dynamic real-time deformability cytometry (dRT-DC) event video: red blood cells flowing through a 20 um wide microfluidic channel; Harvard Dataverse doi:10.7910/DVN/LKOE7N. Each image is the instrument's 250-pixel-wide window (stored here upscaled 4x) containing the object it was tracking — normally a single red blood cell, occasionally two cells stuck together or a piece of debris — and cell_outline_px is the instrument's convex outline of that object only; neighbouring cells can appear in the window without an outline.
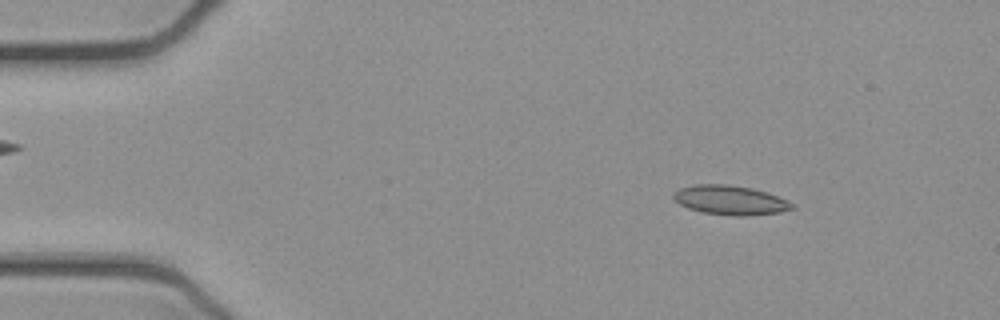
{"species": "common noctule bat (a hibernating species)", "species_latin": "Nyctalus noctula", "temperature_condition": "cold", "stored_images_in_passage": 52, "camera_frame_rate_fps": 3000, "um_per_image_px": 0.085, "animal": {"sex": "female", "body_mass_g": 21.9}, "frame": {"image": 1, "passage_image": 7, "time_ms": 2.0, "image_size_px": [1000, 320], "cell_outline_px": [[796, 208], [780, 212], [748, 216], [732, 216], [700, 212], [688, 208], [680, 204], [672, 196], [680, 188], [692, 184], [728, 184], [752, 188], [788, 200]], "centroid_in_image_um": [62.07, 17.02], "position_along_channel_um": 22.9, "area_um2": 20.29}}
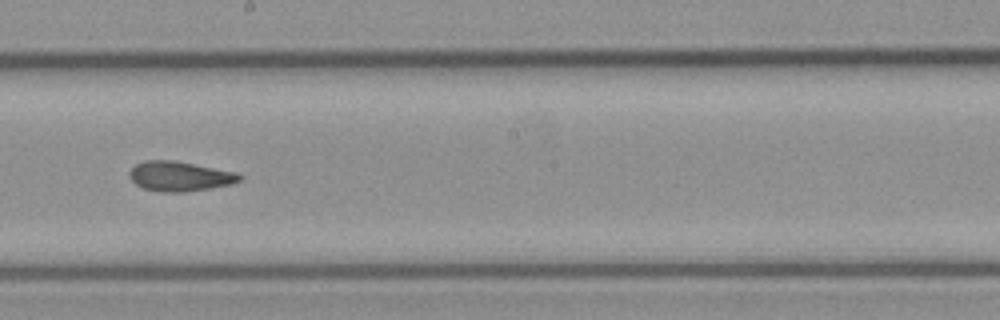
{"frame": {"image": 2, "passage_image": 29, "time_ms": 9.333, "image_size_px": [1000, 320], "cell_outline_px": [[244, 176], [240, 180], [232, 184], [184, 192], [160, 192], [144, 188], [136, 184], [128, 176], [128, 172], [136, 164], [144, 160], [172, 160], [236, 172]], "centroid_in_image_um": [15.26, 14.98], "position_along_channel_um": 232.9, "area_um2": 19.02}}
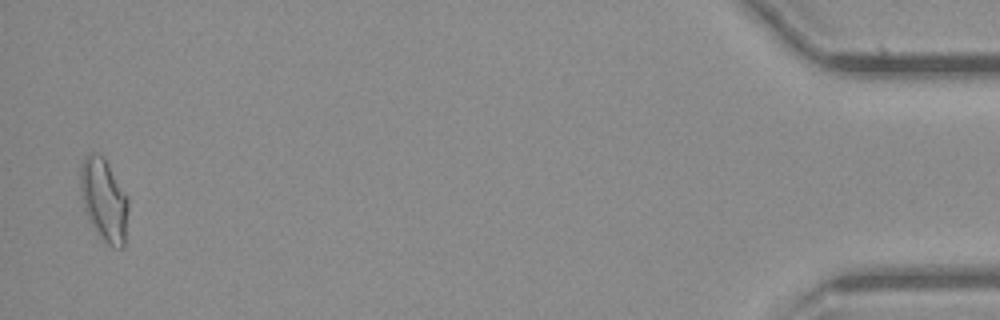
{"frame": {"image": 3, "passage_image": 51, "time_ms": 16.667, "image_size_px": [1000, 320], "cell_outline_px": [[128, 208], [124, 248], [112, 248], [100, 240], [88, 220], [84, 208], [80, 192], [80, 168], [84, 156], [88, 152], [96, 152], [104, 156], [128, 200]], "centroid_in_image_um": [8.81, 17.02], "position_along_channel_um": 426.4, "area_um2": 23.47}, "authors_computed_cell_mechanics": {"area_um2": 19.4208, "velocity_mm_per_s": 3.9132, "shape_relaxation_time_tau1_ms": null, "shape_relaxation_time_tau2_ms": 4.563, "deformation_change_tau1": null, "deformation_change_tau2": 0.116}}